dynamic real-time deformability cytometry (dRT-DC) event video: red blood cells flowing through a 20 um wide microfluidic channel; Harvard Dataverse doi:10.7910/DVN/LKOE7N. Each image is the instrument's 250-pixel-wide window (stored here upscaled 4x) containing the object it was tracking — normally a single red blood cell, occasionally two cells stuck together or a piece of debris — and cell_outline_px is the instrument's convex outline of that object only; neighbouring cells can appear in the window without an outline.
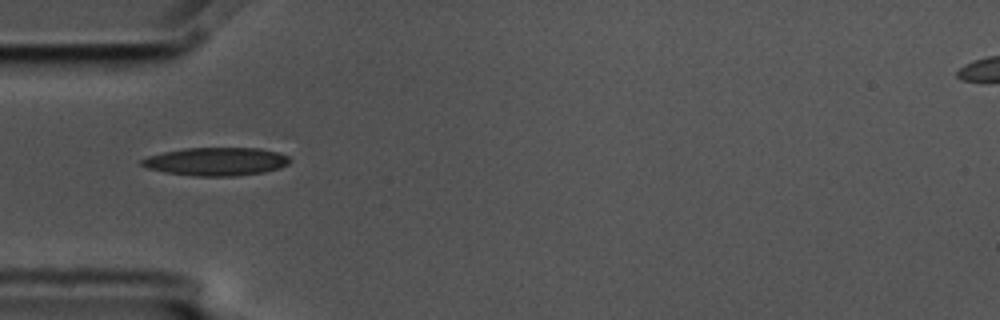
{"species": "common noctule bat (a hibernating species)", "species_latin": "Nyctalus noctula", "temperature_condition": "cold", "stored_images_in_passage": 2, "camera_frame_rate_fps": 3000, "um_per_image_px": 0.085, "animal": {"sex": "male", "body_mass_g": 17.5, "forearm_length_mm": 52.3}, "frame": {"image": 1, "passage_image": 1, "time_ms": 0.0, "image_size_px": [1000, 320], "cell_outline_px": [[292, 160], [288, 164], [280, 168], [264, 172], [236, 176], [192, 176], [164, 172], [148, 168], [140, 164], [140, 160], [148, 156], [164, 152], [184, 148], [260, 148], [280, 152], [288, 156]], "centroid_in_image_um": [18.4, 13.73], "position_along_channel_um": 66.6, "area_um2": 24.51}}